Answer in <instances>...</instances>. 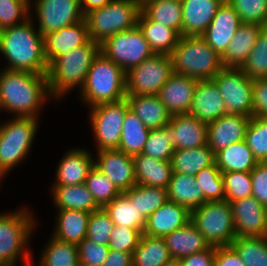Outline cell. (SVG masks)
<instances>
[{
    "label": "cell",
    "mask_w": 267,
    "mask_h": 266,
    "mask_svg": "<svg viewBox=\"0 0 267 266\" xmlns=\"http://www.w3.org/2000/svg\"><path fill=\"white\" fill-rule=\"evenodd\" d=\"M49 98L52 99L46 74L4 68L0 72L3 112L13 114V117L39 118L41 108Z\"/></svg>",
    "instance_id": "1"
},
{
    "label": "cell",
    "mask_w": 267,
    "mask_h": 266,
    "mask_svg": "<svg viewBox=\"0 0 267 266\" xmlns=\"http://www.w3.org/2000/svg\"><path fill=\"white\" fill-rule=\"evenodd\" d=\"M33 11L24 23L0 30V54L8 63L4 69L47 74L43 36L35 28Z\"/></svg>",
    "instance_id": "2"
},
{
    "label": "cell",
    "mask_w": 267,
    "mask_h": 266,
    "mask_svg": "<svg viewBox=\"0 0 267 266\" xmlns=\"http://www.w3.org/2000/svg\"><path fill=\"white\" fill-rule=\"evenodd\" d=\"M99 52L100 44L90 39L85 45L56 57L48 65L46 74L51 97L61 100L74 88L81 90Z\"/></svg>",
    "instance_id": "3"
},
{
    "label": "cell",
    "mask_w": 267,
    "mask_h": 266,
    "mask_svg": "<svg viewBox=\"0 0 267 266\" xmlns=\"http://www.w3.org/2000/svg\"><path fill=\"white\" fill-rule=\"evenodd\" d=\"M78 93L82 103L88 107L122 100L127 96L126 72L99 52Z\"/></svg>",
    "instance_id": "4"
},
{
    "label": "cell",
    "mask_w": 267,
    "mask_h": 266,
    "mask_svg": "<svg viewBox=\"0 0 267 266\" xmlns=\"http://www.w3.org/2000/svg\"><path fill=\"white\" fill-rule=\"evenodd\" d=\"M174 73L198 81L212 80L223 68L219 56L202 36H181L171 53Z\"/></svg>",
    "instance_id": "5"
},
{
    "label": "cell",
    "mask_w": 267,
    "mask_h": 266,
    "mask_svg": "<svg viewBox=\"0 0 267 266\" xmlns=\"http://www.w3.org/2000/svg\"><path fill=\"white\" fill-rule=\"evenodd\" d=\"M140 13L141 5L135 0H112L91 10L84 16L89 38L101 44L116 33L136 28Z\"/></svg>",
    "instance_id": "6"
},
{
    "label": "cell",
    "mask_w": 267,
    "mask_h": 266,
    "mask_svg": "<svg viewBox=\"0 0 267 266\" xmlns=\"http://www.w3.org/2000/svg\"><path fill=\"white\" fill-rule=\"evenodd\" d=\"M39 118L12 117L0 123V179L28 157Z\"/></svg>",
    "instance_id": "7"
},
{
    "label": "cell",
    "mask_w": 267,
    "mask_h": 266,
    "mask_svg": "<svg viewBox=\"0 0 267 266\" xmlns=\"http://www.w3.org/2000/svg\"><path fill=\"white\" fill-rule=\"evenodd\" d=\"M29 208L0 213V263L29 260L33 257L28 245L35 232L36 220ZM30 248V249H29Z\"/></svg>",
    "instance_id": "8"
},
{
    "label": "cell",
    "mask_w": 267,
    "mask_h": 266,
    "mask_svg": "<svg viewBox=\"0 0 267 266\" xmlns=\"http://www.w3.org/2000/svg\"><path fill=\"white\" fill-rule=\"evenodd\" d=\"M211 246H231L236 238L229 202H205L191 210L190 220Z\"/></svg>",
    "instance_id": "9"
},
{
    "label": "cell",
    "mask_w": 267,
    "mask_h": 266,
    "mask_svg": "<svg viewBox=\"0 0 267 266\" xmlns=\"http://www.w3.org/2000/svg\"><path fill=\"white\" fill-rule=\"evenodd\" d=\"M89 108L96 151L118 149L125 113L129 109L127 99Z\"/></svg>",
    "instance_id": "10"
},
{
    "label": "cell",
    "mask_w": 267,
    "mask_h": 266,
    "mask_svg": "<svg viewBox=\"0 0 267 266\" xmlns=\"http://www.w3.org/2000/svg\"><path fill=\"white\" fill-rule=\"evenodd\" d=\"M174 73L171 55L156 54L126 72L127 95H157Z\"/></svg>",
    "instance_id": "11"
},
{
    "label": "cell",
    "mask_w": 267,
    "mask_h": 266,
    "mask_svg": "<svg viewBox=\"0 0 267 266\" xmlns=\"http://www.w3.org/2000/svg\"><path fill=\"white\" fill-rule=\"evenodd\" d=\"M100 52L125 72L154 54L138 26L107 38L100 44Z\"/></svg>",
    "instance_id": "12"
},
{
    "label": "cell",
    "mask_w": 267,
    "mask_h": 266,
    "mask_svg": "<svg viewBox=\"0 0 267 266\" xmlns=\"http://www.w3.org/2000/svg\"><path fill=\"white\" fill-rule=\"evenodd\" d=\"M212 80L219 88L227 113L253 116L252 80L240 68L223 67Z\"/></svg>",
    "instance_id": "13"
},
{
    "label": "cell",
    "mask_w": 267,
    "mask_h": 266,
    "mask_svg": "<svg viewBox=\"0 0 267 266\" xmlns=\"http://www.w3.org/2000/svg\"><path fill=\"white\" fill-rule=\"evenodd\" d=\"M42 36L84 20L79 0H30ZM34 2V3H33Z\"/></svg>",
    "instance_id": "14"
},
{
    "label": "cell",
    "mask_w": 267,
    "mask_h": 266,
    "mask_svg": "<svg viewBox=\"0 0 267 266\" xmlns=\"http://www.w3.org/2000/svg\"><path fill=\"white\" fill-rule=\"evenodd\" d=\"M94 166L123 193L136 184L132 156L118 149L97 151Z\"/></svg>",
    "instance_id": "15"
},
{
    "label": "cell",
    "mask_w": 267,
    "mask_h": 266,
    "mask_svg": "<svg viewBox=\"0 0 267 266\" xmlns=\"http://www.w3.org/2000/svg\"><path fill=\"white\" fill-rule=\"evenodd\" d=\"M236 237H264L266 207L253 196L230 202Z\"/></svg>",
    "instance_id": "16"
},
{
    "label": "cell",
    "mask_w": 267,
    "mask_h": 266,
    "mask_svg": "<svg viewBox=\"0 0 267 266\" xmlns=\"http://www.w3.org/2000/svg\"><path fill=\"white\" fill-rule=\"evenodd\" d=\"M241 24L233 6L224 0L201 36L219 56H222Z\"/></svg>",
    "instance_id": "17"
},
{
    "label": "cell",
    "mask_w": 267,
    "mask_h": 266,
    "mask_svg": "<svg viewBox=\"0 0 267 266\" xmlns=\"http://www.w3.org/2000/svg\"><path fill=\"white\" fill-rule=\"evenodd\" d=\"M251 117L226 113L208 123L207 145L216 154L227 146L244 140Z\"/></svg>",
    "instance_id": "18"
},
{
    "label": "cell",
    "mask_w": 267,
    "mask_h": 266,
    "mask_svg": "<svg viewBox=\"0 0 267 266\" xmlns=\"http://www.w3.org/2000/svg\"><path fill=\"white\" fill-rule=\"evenodd\" d=\"M198 80L173 73L159 90L157 97L172 115L189 114Z\"/></svg>",
    "instance_id": "19"
},
{
    "label": "cell",
    "mask_w": 267,
    "mask_h": 266,
    "mask_svg": "<svg viewBox=\"0 0 267 266\" xmlns=\"http://www.w3.org/2000/svg\"><path fill=\"white\" fill-rule=\"evenodd\" d=\"M91 153L79 147L67 150L57 165L53 186L84 184L94 167V156Z\"/></svg>",
    "instance_id": "20"
},
{
    "label": "cell",
    "mask_w": 267,
    "mask_h": 266,
    "mask_svg": "<svg viewBox=\"0 0 267 266\" xmlns=\"http://www.w3.org/2000/svg\"><path fill=\"white\" fill-rule=\"evenodd\" d=\"M226 113L225 103L216 83L213 80L198 81L189 114L208 124Z\"/></svg>",
    "instance_id": "21"
},
{
    "label": "cell",
    "mask_w": 267,
    "mask_h": 266,
    "mask_svg": "<svg viewBox=\"0 0 267 266\" xmlns=\"http://www.w3.org/2000/svg\"><path fill=\"white\" fill-rule=\"evenodd\" d=\"M90 40L86 20L63 27L43 36L44 55L48 65L58 56L85 45Z\"/></svg>",
    "instance_id": "22"
},
{
    "label": "cell",
    "mask_w": 267,
    "mask_h": 266,
    "mask_svg": "<svg viewBox=\"0 0 267 266\" xmlns=\"http://www.w3.org/2000/svg\"><path fill=\"white\" fill-rule=\"evenodd\" d=\"M171 137L175 150L207 145L208 124L190 114L172 115Z\"/></svg>",
    "instance_id": "23"
},
{
    "label": "cell",
    "mask_w": 267,
    "mask_h": 266,
    "mask_svg": "<svg viewBox=\"0 0 267 266\" xmlns=\"http://www.w3.org/2000/svg\"><path fill=\"white\" fill-rule=\"evenodd\" d=\"M190 220L191 211L187 207L168 200L148 217L143 234L164 237L183 227Z\"/></svg>",
    "instance_id": "24"
},
{
    "label": "cell",
    "mask_w": 267,
    "mask_h": 266,
    "mask_svg": "<svg viewBox=\"0 0 267 266\" xmlns=\"http://www.w3.org/2000/svg\"><path fill=\"white\" fill-rule=\"evenodd\" d=\"M224 0H181L182 36H201Z\"/></svg>",
    "instance_id": "25"
},
{
    "label": "cell",
    "mask_w": 267,
    "mask_h": 266,
    "mask_svg": "<svg viewBox=\"0 0 267 266\" xmlns=\"http://www.w3.org/2000/svg\"><path fill=\"white\" fill-rule=\"evenodd\" d=\"M258 24L242 23L231 39L221 62L225 68H241L251 53L260 31Z\"/></svg>",
    "instance_id": "26"
},
{
    "label": "cell",
    "mask_w": 267,
    "mask_h": 266,
    "mask_svg": "<svg viewBox=\"0 0 267 266\" xmlns=\"http://www.w3.org/2000/svg\"><path fill=\"white\" fill-rule=\"evenodd\" d=\"M136 184L167 189L173 169L171 161H162L144 153L132 156Z\"/></svg>",
    "instance_id": "27"
},
{
    "label": "cell",
    "mask_w": 267,
    "mask_h": 266,
    "mask_svg": "<svg viewBox=\"0 0 267 266\" xmlns=\"http://www.w3.org/2000/svg\"><path fill=\"white\" fill-rule=\"evenodd\" d=\"M163 239L171 257L178 259L203 251L210 246L191 221L165 235Z\"/></svg>",
    "instance_id": "28"
},
{
    "label": "cell",
    "mask_w": 267,
    "mask_h": 266,
    "mask_svg": "<svg viewBox=\"0 0 267 266\" xmlns=\"http://www.w3.org/2000/svg\"><path fill=\"white\" fill-rule=\"evenodd\" d=\"M129 109L149 129H160L170 121L171 115L157 95H127Z\"/></svg>",
    "instance_id": "29"
},
{
    "label": "cell",
    "mask_w": 267,
    "mask_h": 266,
    "mask_svg": "<svg viewBox=\"0 0 267 266\" xmlns=\"http://www.w3.org/2000/svg\"><path fill=\"white\" fill-rule=\"evenodd\" d=\"M89 216L90 213L81 210H57V221L51 235L78 245L86 238Z\"/></svg>",
    "instance_id": "30"
},
{
    "label": "cell",
    "mask_w": 267,
    "mask_h": 266,
    "mask_svg": "<svg viewBox=\"0 0 267 266\" xmlns=\"http://www.w3.org/2000/svg\"><path fill=\"white\" fill-rule=\"evenodd\" d=\"M152 51L156 54L171 55L181 35L169 26L150 20L142 11L138 25Z\"/></svg>",
    "instance_id": "31"
},
{
    "label": "cell",
    "mask_w": 267,
    "mask_h": 266,
    "mask_svg": "<svg viewBox=\"0 0 267 266\" xmlns=\"http://www.w3.org/2000/svg\"><path fill=\"white\" fill-rule=\"evenodd\" d=\"M51 193L56 210L74 209L91 213L100 208L85 184L52 186Z\"/></svg>",
    "instance_id": "32"
},
{
    "label": "cell",
    "mask_w": 267,
    "mask_h": 266,
    "mask_svg": "<svg viewBox=\"0 0 267 266\" xmlns=\"http://www.w3.org/2000/svg\"><path fill=\"white\" fill-rule=\"evenodd\" d=\"M167 197L169 201L185 206L190 211L204 204V193L196 184L194 175L172 173Z\"/></svg>",
    "instance_id": "33"
},
{
    "label": "cell",
    "mask_w": 267,
    "mask_h": 266,
    "mask_svg": "<svg viewBox=\"0 0 267 266\" xmlns=\"http://www.w3.org/2000/svg\"><path fill=\"white\" fill-rule=\"evenodd\" d=\"M215 163L221 172H251L258 161L243 140L217 152Z\"/></svg>",
    "instance_id": "34"
},
{
    "label": "cell",
    "mask_w": 267,
    "mask_h": 266,
    "mask_svg": "<svg viewBox=\"0 0 267 266\" xmlns=\"http://www.w3.org/2000/svg\"><path fill=\"white\" fill-rule=\"evenodd\" d=\"M215 163V154L208 145L192 149H178L171 158L173 173L196 175Z\"/></svg>",
    "instance_id": "35"
},
{
    "label": "cell",
    "mask_w": 267,
    "mask_h": 266,
    "mask_svg": "<svg viewBox=\"0 0 267 266\" xmlns=\"http://www.w3.org/2000/svg\"><path fill=\"white\" fill-rule=\"evenodd\" d=\"M171 258L163 237L142 234L132 252V266H163Z\"/></svg>",
    "instance_id": "36"
},
{
    "label": "cell",
    "mask_w": 267,
    "mask_h": 266,
    "mask_svg": "<svg viewBox=\"0 0 267 266\" xmlns=\"http://www.w3.org/2000/svg\"><path fill=\"white\" fill-rule=\"evenodd\" d=\"M150 130L128 109L125 113L118 150L130 156L141 154Z\"/></svg>",
    "instance_id": "37"
},
{
    "label": "cell",
    "mask_w": 267,
    "mask_h": 266,
    "mask_svg": "<svg viewBox=\"0 0 267 266\" xmlns=\"http://www.w3.org/2000/svg\"><path fill=\"white\" fill-rule=\"evenodd\" d=\"M141 11L150 20L169 26L182 36L181 0H148L141 5Z\"/></svg>",
    "instance_id": "38"
},
{
    "label": "cell",
    "mask_w": 267,
    "mask_h": 266,
    "mask_svg": "<svg viewBox=\"0 0 267 266\" xmlns=\"http://www.w3.org/2000/svg\"><path fill=\"white\" fill-rule=\"evenodd\" d=\"M35 266H80L78 246L51 235Z\"/></svg>",
    "instance_id": "39"
},
{
    "label": "cell",
    "mask_w": 267,
    "mask_h": 266,
    "mask_svg": "<svg viewBox=\"0 0 267 266\" xmlns=\"http://www.w3.org/2000/svg\"><path fill=\"white\" fill-rule=\"evenodd\" d=\"M103 208L109 214L115 226L130 227L143 234L147 219L123 193Z\"/></svg>",
    "instance_id": "40"
},
{
    "label": "cell",
    "mask_w": 267,
    "mask_h": 266,
    "mask_svg": "<svg viewBox=\"0 0 267 266\" xmlns=\"http://www.w3.org/2000/svg\"><path fill=\"white\" fill-rule=\"evenodd\" d=\"M123 194L146 218L168 201L167 189L135 184Z\"/></svg>",
    "instance_id": "41"
},
{
    "label": "cell",
    "mask_w": 267,
    "mask_h": 266,
    "mask_svg": "<svg viewBox=\"0 0 267 266\" xmlns=\"http://www.w3.org/2000/svg\"><path fill=\"white\" fill-rule=\"evenodd\" d=\"M231 246L242 258L245 266H267L266 237H236Z\"/></svg>",
    "instance_id": "42"
},
{
    "label": "cell",
    "mask_w": 267,
    "mask_h": 266,
    "mask_svg": "<svg viewBox=\"0 0 267 266\" xmlns=\"http://www.w3.org/2000/svg\"><path fill=\"white\" fill-rule=\"evenodd\" d=\"M175 147L172 143L171 124L160 129H151L142 153L162 161H171Z\"/></svg>",
    "instance_id": "43"
},
{
    "label": "cell",
    "mask_w": 267,
    "mask_h": 266,
    "mask_svg": "<svg viewBox=\"0 0 267 266\" xmlns=\"http://www.w3.org/2000/svg\"><path fill=\"white\" fill-rule=\"evenodd\" d=\"M251 80L267 78V28L264 27L240 68Z\"/></svg>",
    "instance_id": "44"
},
{
    "label": "cell",
    "mask_w": 267,
    "mask_h": 266,
    "mask_svg": "<svg viewBox=\"0 0 267 266\" xmlns=\"http://www.w3.org/2000/svg\"><path fill=\"white\" fill-rule=\"evenodd\" d=\"M195 179L204 193V203L225 200L224 179L216 163L203 168Z\"/></svg>",
    "instance_id": "45"
},
{
    "label": "cell",
    "mask_w": 267,
    "mask_h": 266,
    "mask_svg": "<svg viewBox=\"0 0 267 266\" xmlns=\"http://www.w3.org/2000/svg\"><path fill=\"white\" fill-rule=\"evenodd\" d=\"M84 184L100 208L121 194L112 181L95 166L90 170Z\"/></svg>",
    "instance_id": "46"
},
{
    "label": "cell",
    "mask_w": 267,
    "mask_h": 266,
    "mask_svg": "<svg viewBox=\"0 0 267 266\" xmlns=\"http://www.w3.org/2000/svg\"><path fill=\"white\" fill-rule=\"evenodd\" d=\"M244 141L258 162H267V118L252 116Z\"/></svg>",
    "instance_id": "47"
},
{
    "label": "cell",
    "mask_w": 267,
    "mask_h": 266,
    "mask_svg": "<svg viewBox=\"0 0 267 266\" xmlns=\"http://www.w3.org/2000/svg\"><path fill=\"white\" fill-rule=\"evenodd\" d=\"M224 193L227 202L252 196V180L250 172H222Z\"/></svg>",
    "instance_id": "48"
},
{
    "label": "cell",
    "mask_w": 267,
    "mask_h": 266,
    "mask_svg": "<svg viewBox=\"0 0 267 266\" xmlns=\"http://www.w3.org/2000/svg\"><path fill=\"white\" fill-rule=\"evenodd\" d=\"M239 15L242 23L267 25V0H226Z\"/></svg>",
    "instance_id": "49"
},
{
    "label": "cell",
    "mask_w": 267,
    "mask_h": 266,
    "mask_svg": "<svg viewBox=\"0 0 267 266\" xmlns=\"http://www.w3.org/2000/svg\"><path fill=\"white\" fill-rule=\"evenodd\" d=\"M30 0H0V30L30 18Z\"/></svg>",
    "instance_id": "50"
},
{
    "label": "cell",
    "mask_w": 267,
    "mask_h": 266,
    "mask_svg": "<svg viewBox=\"0 0 267 266\" xmlns=\"http://www.w3.org/2000/svg\"><path fill=\"white\" fill-rule=\"evenodd\" d=\"M113 222L104 208L90 213L86 238L100 245L108 246Z\"/></svg>",
    "instance_id": "51"
},
{
    "label": "cell",
    "mask_w": 267,
    "mask_h": 266,
    "mask_svg": "<svg viewBox=\"0 0 267 266\" xmlns=\"http://www.w3.org/2000/svg\"><path fill=\"white\" fill-rule=\"evenodd\" d=\"M142 234L133 228L123 226H113L109 249L132 253L137 247Z\"/></svg>",
    "instance_id": "52"
},
{
    "label": "cell",
    "mask_w": 267,
    "mask_h": 266,
    "mask_svg": "<svg viewBox=\"0 0 267 266\" xmlns=\"http://www.w3.org/2000/svg\"><path fill=\"white\" fill-rule=\"evenodd\" d=\"M77 246L80 266H102L110 251L108 246L100 245L88 238Z\"/></svg>",
    "instance_id": "53"
},
{
    "label": "cell",
    "mask_w": 267,
    "mask_h": 266,
    "mask_svg": "<svg viewBox=\"0 0 267 266\" xmlns=\"http://www.w3.org/2000/svg\"><path fill=\"white\" fill-rule=\"evenodd\" d=\"M252 180V196L267 207V162H258L250 172Z\"/></svg>",
    "instance_id": "54"
},
{
    "label": "cell",
    "mask_w": 267,
    "mask_h": 266,
    "mask_svg": "<svg viewBox=\"0 0 267 266\" xmlns=\"http://www.w3.org/2000/svg\"><path fill=\"white\" fill-rule=\"evenodd\" d=\"M253 116L267 118V78L252 80Z\"/></svg>",
    "instance_id": "55"
},
{
    "label": "cell",
    "mask_w": 267,
    "mask_h": 266,
    "mask_svg": "<svg viewBox=\"0 0 267 266\" xmlns=\"http://www.w3.org/2000/svg\"><path fill=\"white\" fill-rule=\"evenodd\" d=\"M214 266H245L232 246H219L215 252Z\"/></svg>",
    "instance_id": "56"
},
{
    "label": "cell",
    "mask_w": 267,
    "mask_h": 266,
    "mask_svg": "<svg viewBox=\"0 0 267 266\" xmlns=\"http://www.w3.org/2000/svg\"><path fill=\"white\" fill-rule=\"evenodd\" d=\"M217 246H209L203 251L181 258L183 266H214Z\"/></svg>",
    "instance_id": "57"
},
{
    "label": "cell",
    "mask_w": 267,
    "mask_h": 266,
    "mask_svg": "<svg viewBox=\"0 0 267 266\" xmlns=\"http://www.w3.org/2000/svg\"><path fill=\"white\" fill-rule=\"evenodd\" d=\"M102 266H132V253L110 249Z\"/></svg>",
    "instance_id": "58"
},
{
    "label": "cell",
    "mask_w": 267,
    "mask_h": 266,
    "mask_svg": "<svg viewBox=\"0 0 267 266\" xmlns=\"http://www.w3.org/2000/svg\"><path fill=\"white\" fill-rule=\"evenodd\" d=\"M80 1V7L85 15L86 13L90 12L91 10H94L96 8H101L108 3H110L112 0H79Z\"/></svg>",
    "instance_id": "59"
},
{
    "label": "cell",
    "mask_w": 267,
    "mask_h": 266,
    "mask_svg": "<svg viewBox=\"0 0 267 266\" xmlns=\"http://www.w3.org/2000/svg\"><path fill=\"white\" fill-rule=\"evenodd\" d=\"M34 258L32 257L31 259H29V260H25L24 261V266H34L33 264V262H34ZM17 261H13V262H3L2 263V266H17Z\"/></svg>",
    "instance_id": "60"
},
{
    "label": "cell",
    "mask_w": 267,
    "mask_h": 266,
    "mask_svg": "<svg viewBox=\"0 0 267 266\" xmlns=\"http://www.w3.org/2000/svg\"><path fill=\"white\" fill-rule=\"evenodd\" d=\"M163 266H183L181 259L171 258Z\"/></svg>",
    "instance_id": "61"
},
{
    "label": "cell",
    "mask_w": 267,
    "mask_h": 266,
    "mask_svg": "<svg viewBox=\"0 0 267 266\" xmlns=\"http://www.w3.org/2000/svg\"><path fill=\"white\" fill-rule=\"evenodd\" d=\"M266 218H267V207H266ZM264 237L267 238V219H266V229H265V235Z\"/></svg>",
    "instance_id": "62"
},
{
    "label": "cell",
    "mask_w": 267,
    "mask_h": 266,
    "mask_svg": "<svg viewBox=\"0 0 267 266\" xmlns=\"http://www.w3.org/2000/svg\"><path fill=\"white\" fill-rule=\"evenodd\" d=\"M135 1H137L140 5H143L148 0H135Z\"/></svg>",
    "instance_id": "63"
}]
</instances>
